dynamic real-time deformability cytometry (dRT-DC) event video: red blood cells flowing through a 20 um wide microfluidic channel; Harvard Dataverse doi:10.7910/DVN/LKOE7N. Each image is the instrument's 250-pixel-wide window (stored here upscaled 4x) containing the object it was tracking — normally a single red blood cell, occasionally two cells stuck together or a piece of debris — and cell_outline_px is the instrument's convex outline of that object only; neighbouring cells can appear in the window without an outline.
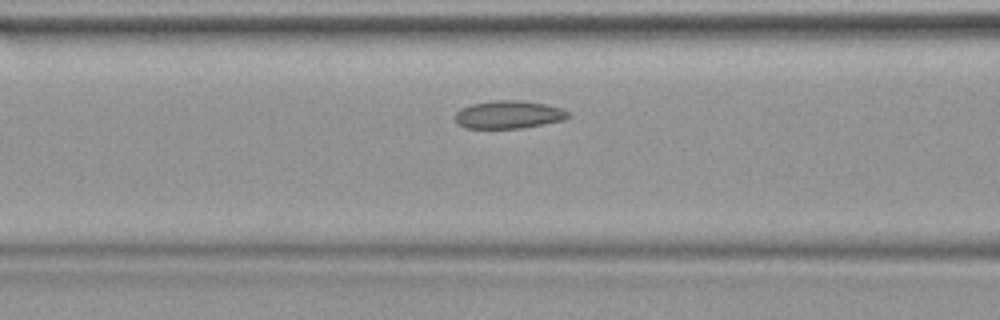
{"species": "common noctule bat (a hibernating species)", "species_latin": "Nyctalus noctula", "temperature_condition": "warm", "stored_images_in_passage": 35, "camera_frame_rate_fps": 3000, "um_per_image_px": 0.085, "animal": {"sex": "female", "body_mass_g": 19.9}, "frame": {"image": 1, "passage_image": 11, "time_ms": 3.333, "image_size_px": [1000, 320], "cell_outline_px": [[572, 116], [564, 120], [524, 128], [464, 128], [456, 120], [456, 112], [460, 108], [472, 104], [492, 100], [520, 100], [548, 104], [560, 108], [568, 112]], "centroid_in_image_um": [43.27, 9.73], "position_along_channel_um": 123.3, "area_um2": 18.5}}